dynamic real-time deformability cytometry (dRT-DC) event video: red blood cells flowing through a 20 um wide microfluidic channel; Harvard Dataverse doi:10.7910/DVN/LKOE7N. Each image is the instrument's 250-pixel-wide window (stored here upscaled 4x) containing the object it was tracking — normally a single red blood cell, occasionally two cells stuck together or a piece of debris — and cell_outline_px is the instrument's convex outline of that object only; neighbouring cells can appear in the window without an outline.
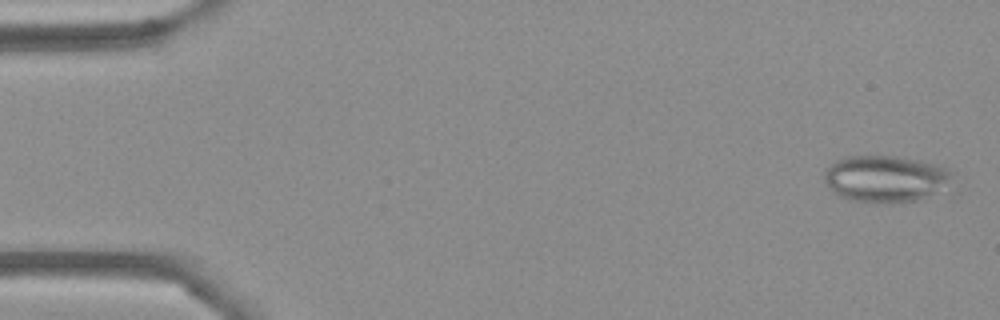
{"species": "Egyptian fruit bat (a non-hibernating species)", "species_latin": "Rousettus aegyptiacus", "temperature_condition": "cold", "stored_images_in_passage": 54, "camera_frame_rate_fps": 3000, "um_per_image_px": 0.085, "frame": {"image": 1, "passage_image": 2, "time_ms": 0.333, "image_size_px": [1000, 320], "cell_outline_px": [[956, 172], [932, 192], [916, 200], [900, 204], [892, 204], [848, 200], [840, 196], [828, 188], [824, 180], [824, 168], [836, 160], [848, 156], [896, 156], [920, 160], [948, 168]], "centroid_in_image_um": [75.15, 15.18], "position_along_channel_um": 9.8, "area_um2": 34.56}}
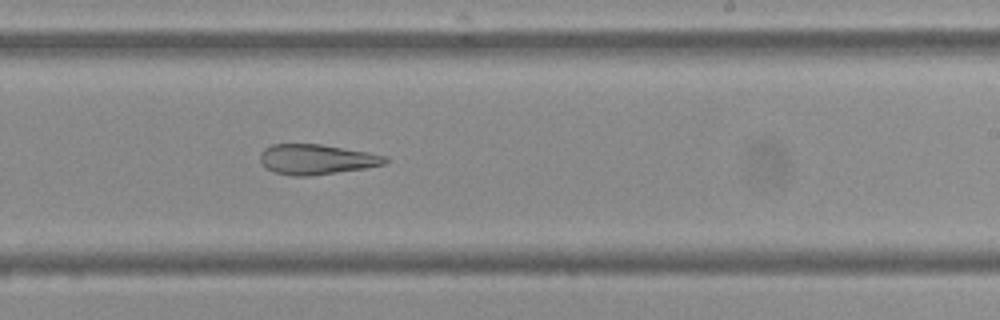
{"frame": {"image": 2, "passage_image": 33, "time_ms": 10.667, "image_size_px": [1000, 320], "cell_outline_px": [[388, 160], [384, 164], [364, 168], [308, 176], [292, 176], [272, 172], [264, 168], [260, 160], [260, 152], [264, 148], [272, 144], [320, 144], [388, 156]], "centroid_in_image_um": [26.83, 13.55], "position_along_channel_um": 262.2, "area_um2": 21.91}}
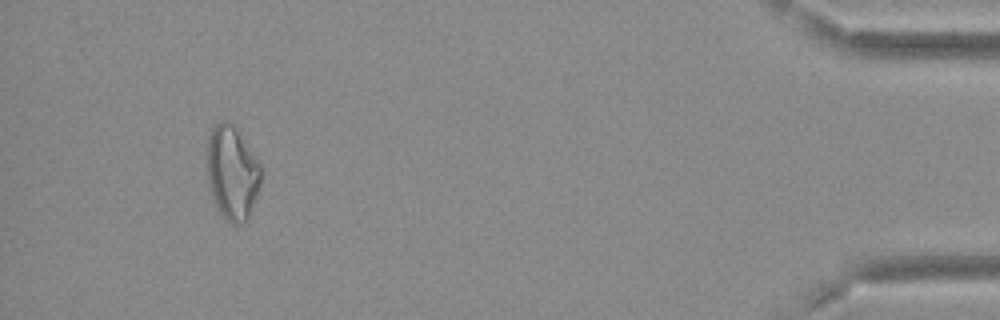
{"frame": {"image": 3, "passage_image": 51, "time_ms": 16.667, "image_size_px": [1000, 320], "cell_outline_px": [[260, 184], [248, 220], [240, 224], [232, 224], [220, 212], [216, 204], [208, 184], [204, 164], [204, 156], [208, 136], [212, 128], [216, 124], [224, 120], [228, 120], [236, 128], [260, 164]], "centroid_in_image_um": [19.68, 14.65], "position_along_channel_um": 415.5, "area_um2": 29.77}, "authors_computed_cell_mechanics": {"area_um2": 27.5417, "velocity_mm_per_s": 3.6935, "shape_relaxation_time_tau1_ms": null, "shape_relaxation_time_tau2_ms": 8.5067, "deformation_change_tau1": null, "deformation_change_tau2": 0.1981}}